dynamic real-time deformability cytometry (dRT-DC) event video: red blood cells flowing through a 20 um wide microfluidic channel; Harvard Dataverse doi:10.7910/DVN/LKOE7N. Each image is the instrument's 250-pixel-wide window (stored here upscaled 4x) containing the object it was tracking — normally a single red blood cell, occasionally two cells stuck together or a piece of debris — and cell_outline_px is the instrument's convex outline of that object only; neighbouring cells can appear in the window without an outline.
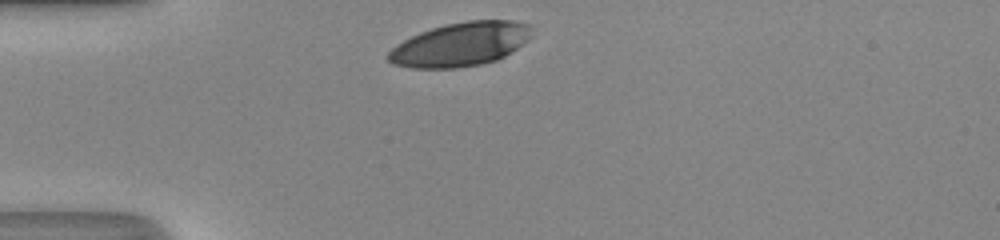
{"species": "human", "species_latin": "Homo sapiens", "temperature_condition": "room temperature", "stored_images_in_passage": 27, "camera_frame_rate_fps": 3000, "um_per_image_px": 0.085, "donor": {"sex": "male"}, "frame": {"image": 1, "passage_image": 1, "time_ms": 0.0, "image_size_px": [1000, 240], "cell_outline_px": [[532, 36], [528, 40], [504, 56], [496, 60], [480, 64], [456, 68], [412, 68], [392, 64], [384, 56], [396, 44], [420, 32], [444, 24], [468, 20], [512, 20], [532, 24]], "centroid_in_image_um": [39.14, 3.76], "position_along_channel_um": 45.9, "area_um2": 36.88}}
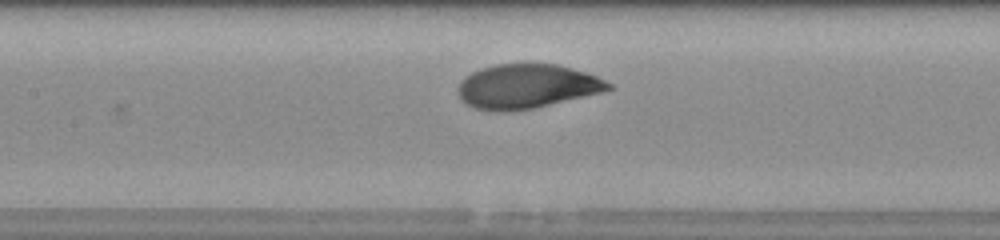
{"frame": {"image": 2, "passage_image": 11, "time_ms": 3.333, "image_size_px": [1000, 240], "cell_outline_px": [[616, 88], [600, 92], [532, 108], [504, 112], [496, 112], [476, 108], [464, 104], [460, 100], [456, 88], [460, 80], [464, 76], [480, 68], [496, 64], [556, 64], [584, 72], [596, 76], [612, 84]], "centroid_in_image_um": [44.69, 7.34], "position_along_channel_um": 162.7, "area_um2": 38.73}}
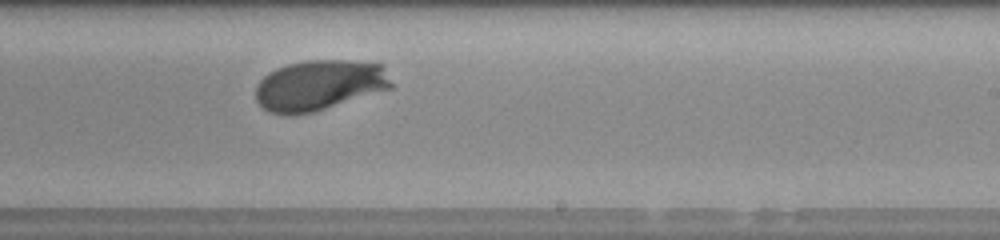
{"frame": {"image": 3, "passage_image": 18, "time_ms": 5.667, "image_size_px": [1000, 240], "cell_outline_px": [[396, 84], [392, 88], [312, 112], [292, 116], [288, 116], [268, 112], [256, 100], [256, 88], [260, 80], [268, 72], [276, 68], [288, 64], [304, 60], [348, 60], [384, 64]], "centroid_in_image_um": [27.18, 7.23], "position_along_channel_um": 261.8, "area_um2": 40.4}, "authors_computed_cell_mechanics": {"area_um2": 39.7664, "velocity_mm_per_s": 4.2793, "shape_relaxation_time_tau1_ms": 2.0051, "shape_relaxation_time_tau2_ms": null, "deformation_change_tau1": 0.1568, "deformation_change_tau2": null}}